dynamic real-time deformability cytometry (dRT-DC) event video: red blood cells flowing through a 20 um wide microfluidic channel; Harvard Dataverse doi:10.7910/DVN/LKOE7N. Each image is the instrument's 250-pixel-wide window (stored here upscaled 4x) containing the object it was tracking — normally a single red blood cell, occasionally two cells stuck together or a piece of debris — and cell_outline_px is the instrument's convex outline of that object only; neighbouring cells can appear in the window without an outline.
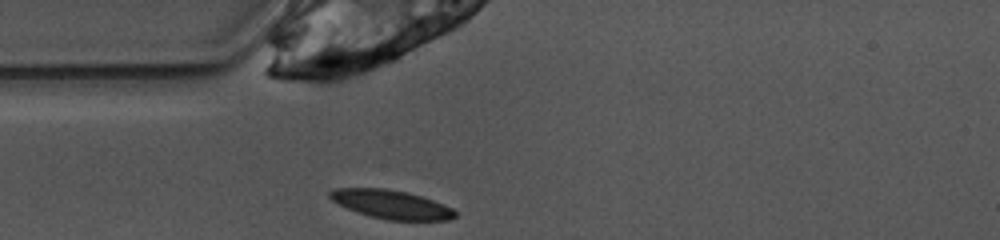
{"species": "common noctule bat (a hibernating species)", "species_latin": "Nyctalus noctula", "temperature_condition": "warm", "stored_images_in_passage": 38, "camera_frame_rate_fps": 3000, "um_per_image_px": 0.085, "animal": {"sex": "female", "body_mass_g": 10.0, "forearm_length_mm": 53.1}, "frame": {"image": 1, "passage_image": 1, "time_ms": 0.0, "image_size_px": [1000, 240], "cell_outline_px": [[456, 216], [448, 220], [388, 220], [356, 212], [332, 200], [328, 196], [328, 192], [336, 188], [384, 188], [404, 192], [420, 196], [432, 200], [452, 208], [456, 212]], "centroid_in_image_um": [33.24, 17.37], "position_along_channel_um": 51.8, "area_um2": 20.58}}
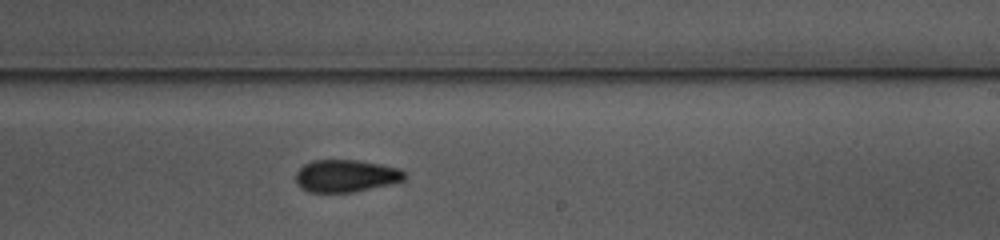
{"frame": {"image": 2, "passage_image": 17, "time_ms": 5.333, "image_size_px": [1000, 240], "cell_outline_px": [[404, 180], [392, 184], [352, 192], [308, 192], [300, 188], [296, 184], [296, 172], [304, 164], [312, 160], [356, 160], [380, 164], [400, 168], [404, 172]], "centroid_in_image_um": [29.38, 14.95], "position_along_channel_um": 259.6, "area_um2": 20.58}}
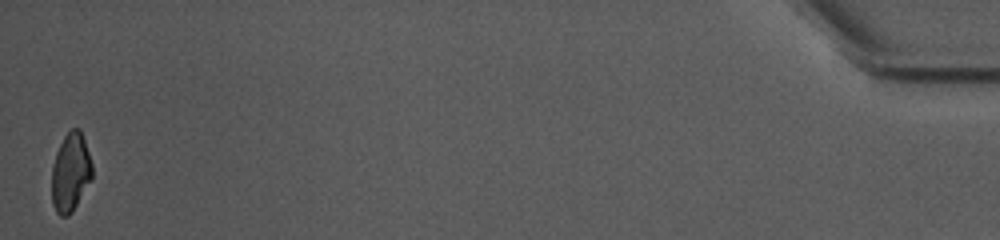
{"frame": {"image": 3, "passage_image": 38, "time_ms": 12.333, "image_size_px": [1000, 240], "cell_outline_px": [[92, 176], [72, 212], [68, 216], [60, 216], [56, 212], [52, 204], [52, 164], [56, 152], [64, 136], [72, 128], [80, 128], [92, 164]], "centroid_in_image_um": [5.97, 14.65], "position_along_channel_um": 429.2, "area_um2": 18.32}, "authors_computed_cell_mechanics": {"area_um2": 20.3745, "velocity_mm_per_s": 3.9314, "shape_relaxation_time_tau1_ms": 7.4843, "shape_relaxation_time_tau2_ms": 4.0469, "deformation_change_tau1": 0.178, "deformation_change_tau2": 0.0961}}